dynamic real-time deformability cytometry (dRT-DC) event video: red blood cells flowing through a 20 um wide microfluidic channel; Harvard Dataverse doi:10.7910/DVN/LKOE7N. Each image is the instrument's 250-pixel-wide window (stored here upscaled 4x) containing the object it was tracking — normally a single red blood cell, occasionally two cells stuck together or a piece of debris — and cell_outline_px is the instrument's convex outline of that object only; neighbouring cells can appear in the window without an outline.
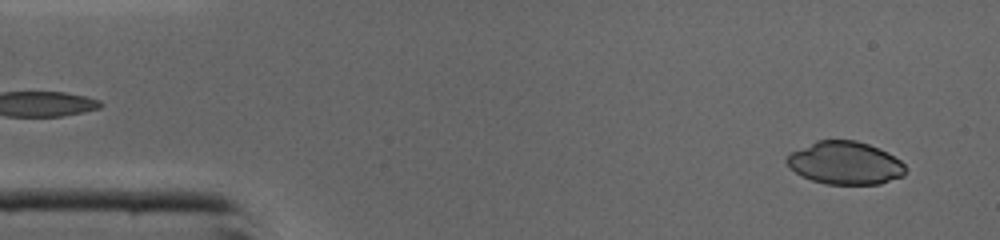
{"species": "common noctule bat (a hibernating species)", "species_latin": "Nyctalus noctula", "temperature_condition": "cold", "stored_images_in_passage": 44, "camera_frame_rate_fps": 3000, "um_per_image_px": 0.085, "animal": {"sex": "male", "body_mass_g": 19.0, "forearm_length_mm": 50.8}, "frame": {"image": 1, "passage_image": 2, "time_ms": 0.333, "image_size_px": [1000, 240], "cell_outline_px": [[904, 176], [880, 184], [824, 184], [800, 176], [784, 160], [792, 152], [816, 140], [856, 140], [868, 144], [900, 160], [904, 164]], "centroid_in_image_um": [71.81, 13.86], "position_along_channel_um": 13.2, "area_um2": 29.36}}